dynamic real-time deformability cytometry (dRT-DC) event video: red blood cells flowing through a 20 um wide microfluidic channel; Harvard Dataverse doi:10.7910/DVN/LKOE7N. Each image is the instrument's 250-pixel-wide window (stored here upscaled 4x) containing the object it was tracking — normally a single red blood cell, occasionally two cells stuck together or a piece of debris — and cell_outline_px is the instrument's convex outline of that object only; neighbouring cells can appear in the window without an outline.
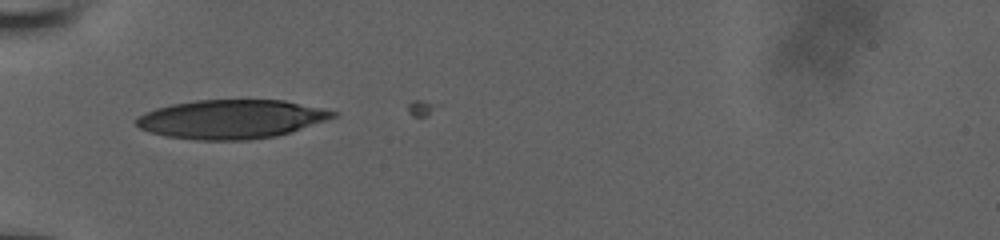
{"species": "human", "species_latin": "Homo sapiens", "temperature_condition": "room temperature", "stored_images_in_passage": 10, "camera_frame_rate_fps": 3000, "um_per_image_px": 0.085, "donor": {"sex": "male"}, "frame": {"image": 1, "passage_image": 1, "time_ms": 0.0, "image_size_px": [1000, 240], "cell_outline_px": [[336, 116], [276, 136], [248, 140], [196, 140], [168, 136], [152, 132], [140, 128], [136, 124], [136, 116], [144, 112], [156, 108], [172, 104], [196, 100], [284, 100], [320, 108], [336, 112]], "centroid_in_image_um": [19.59, 10.12], "position_along_channel_um": 65.4, "area_um2": 44.04}}
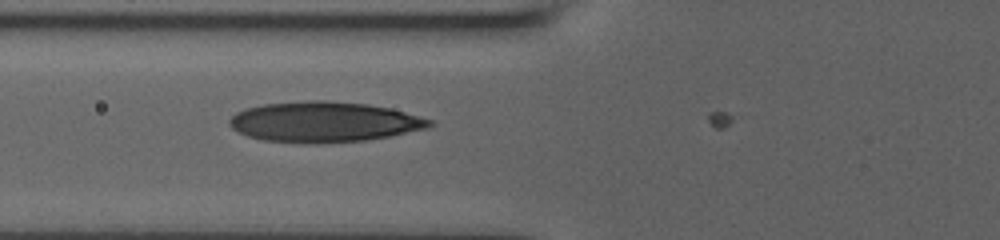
{"frame": {"image": 2, "passage_image": 4, "time_ms": 1.0, "image_size_px": [1000, 240], "cell_outline_px": [[432, 124], [428, 128], [388, 136], [364, 140], [264, 140], [248, 136], [232, 128], [228, 124], [228, 120], [236, 112], [248, 108], [264, 104], [308, 100], [324, 100], [368, 104], [388, 108], [404, 112], [432, 120]], "centroid_in_image_um": [27.54, 10.31], "position_along_channel_um": 98.3, "area_um2": 45.32}}
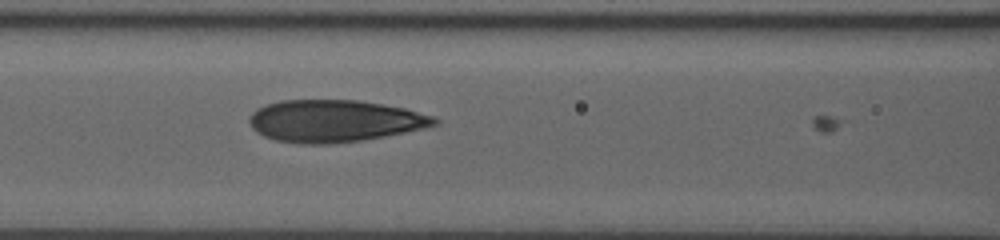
{"frame": {"image": 3, "passage_image": 7, "time_ms": 2.0, "image_size_px": [1000, 240], "cell_outline_px": [[440, 124], [424, 128], [384, 136], [360, 140], [328, 144], [300, 144], [276, 140], [264, 136], [256, 132], [252, 128], [248, 120], [252, 112], [256, 108], [280, 100], [356, 100], [384, 104], [404, 108], [436, 116], [440, 120]], "centroid_in_image_um": [28.44, 10.28], "position_along_channel_um": 138.2, "area_um2": 45.55}}